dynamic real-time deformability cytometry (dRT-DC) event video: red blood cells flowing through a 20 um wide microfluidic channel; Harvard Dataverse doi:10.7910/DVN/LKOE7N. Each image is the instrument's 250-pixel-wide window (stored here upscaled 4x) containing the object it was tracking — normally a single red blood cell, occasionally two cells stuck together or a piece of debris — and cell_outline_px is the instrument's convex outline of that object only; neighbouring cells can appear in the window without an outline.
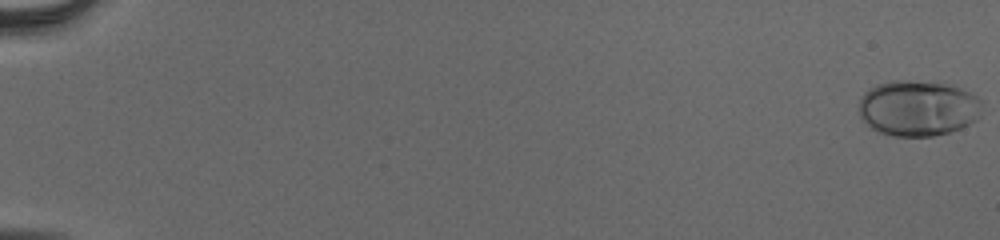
{"species": "human", "species_latin": "Homo sapiens", "temperature_condition": "cold", "stored_images_in_passage": 56, "camera_frame_rate_fps": 3000, "um_per_image_px": 0.085, "donor": {"sex": "male"}, "frame": {"image": 1, "passage_image": 1, "time_ms": 0.0, "image_size_px": [1000, 240], "cell_outline_px": [[984, 100], [980, 116], [976, 120], [960, 128], [948, 132], [932, 136], [892, 136], [880, 132], [872, 128], [860, 116], [860, 96], [868, 88], [876, 84], [892, 80], [908, 80], [948, 84], [960, 88]], "centroid_in_image_um": [78.04, 9.18], "position_along_channel_um": 7.0, "area_um2": 40.17}}
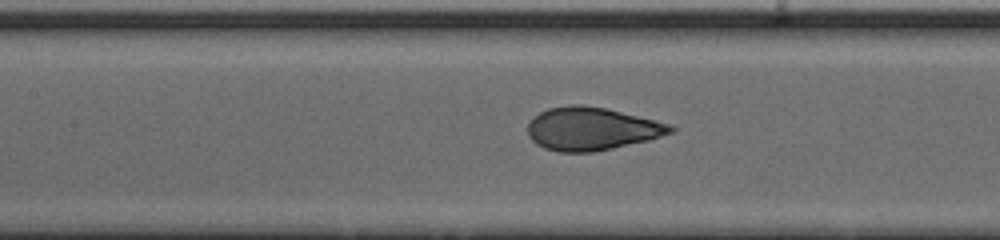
{"frame": {"image": 2, "passage_image": 29, "time_ms": 9.333, "image_size_px": [1000, 240], "cell_outline_px": [[676, 128], [672, 132], [648, 140], [612, 148], [592, 152], [560, 152], [544, 148], [536, 144], [528, 136], [528, 124], [540, 112], [548, 108], [572, 104], [580, 104], [604, 108], [656, 120], [672, 124]], "centroid_in_image_um": [50.28, 10.94], "position_along_channel_um": 157.1, "area_um2": 35.55}}
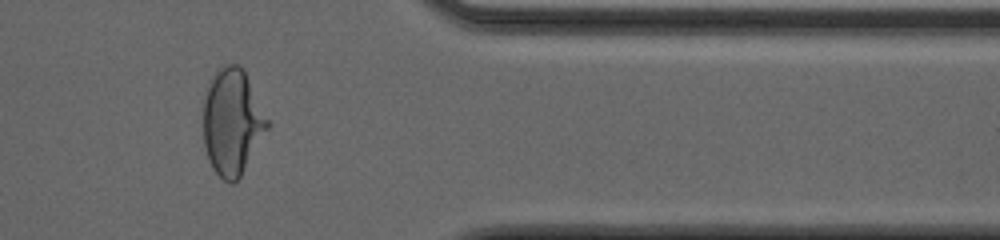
{"frame": {"image": 3, "passage_image": 48, "time_ms": 15.667, "image_size_px": [1000, 240], "cell_outline_px": [[272, 124], [240, 176], [232, 184], [224, 180], [212, 168], [208, 160], [204, 144], [204, 100], [208, 84], [216, 68], [228, 64], [236, 64], [244, 72]], "centroid_in_image_um": [19.75, 10.37], "position_along_channel_um": 391.6, "area_um2": 39.59}, "authors_computed_cell_mechanics": {"area_um2": 36.5874, "velocity_mm_per_s": 3.8886, "shape_relaxation_time_tau1_ms": 4.0214, "shape_relaxation_time_tau2_ms": null, "deformation_change_tau1": 0.201, "deformation_change_tau2": null}}